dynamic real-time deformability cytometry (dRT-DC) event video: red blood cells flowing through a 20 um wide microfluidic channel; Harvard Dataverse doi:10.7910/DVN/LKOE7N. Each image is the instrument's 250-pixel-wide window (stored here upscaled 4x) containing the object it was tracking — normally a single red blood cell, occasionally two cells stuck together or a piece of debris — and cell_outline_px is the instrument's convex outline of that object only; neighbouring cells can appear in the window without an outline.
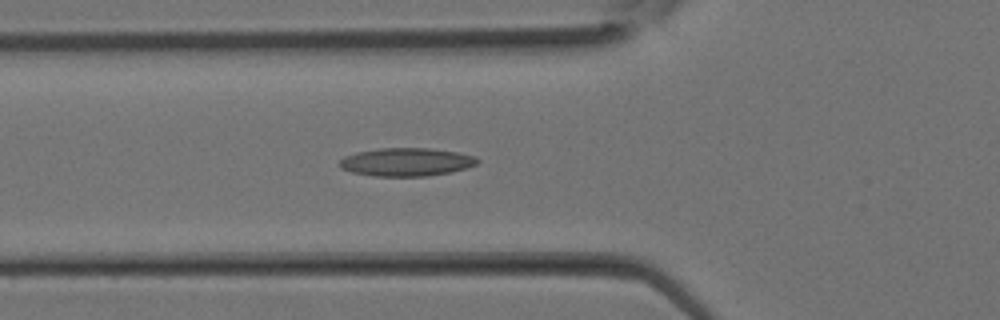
{"species": "Egyptian fruit bat (a non-hibernating species)", "species_latin": "Rousettus aegyptiacus", "temperature_condition": "room temperature", "stored_images_in_passage": 16, "camera_frame_rate_fps": 3000, "um_per_image_px": 0.085, "animal": {"sex": "female"}, "frame": {"image": 1, "passage_image": 10, "time_ms": 3.0, "image_size_px": [1000, 320], "cell_outline_px": [[480, 160], [476, 164], [468, 168], [428, 176], [372, 176], [352, 172], [340, 168], [340, 160], [344, 156], [356, 152], [380, 148], [428, 148], [456, 152], [476, 156]], "centroid_in_image_um": [34.54, 13.77], "position_along_channel_um": 91.3, "area_um2": 22.66}}
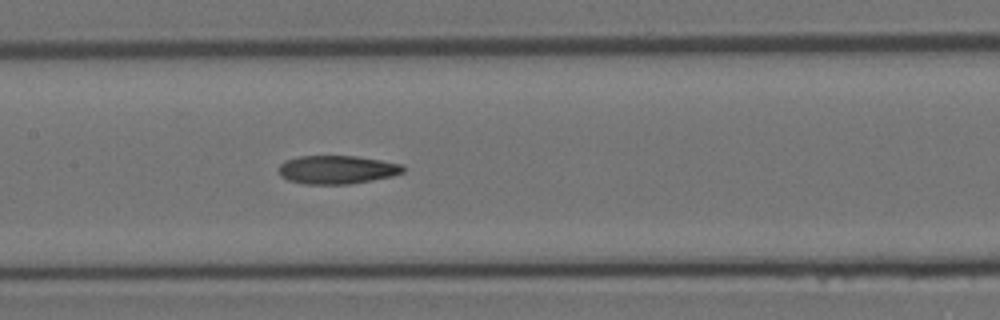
{"frame": {"image": 2, "passage_image": 14, "time_ms": 4.333, "image_size_px": [1000, 320], "cell_outline_px": [[404, 172], [392, 176], [372, 180], [348, 184], [304, 184], [288, 180], [280, 176], [280, 164], [284, 160], [296, 156], [356, 156], [404, 164]], "centroid_in_image_um": [28.64, 14.42], "position_along_channel_um": 178.8, "area_um2": 20.69}}
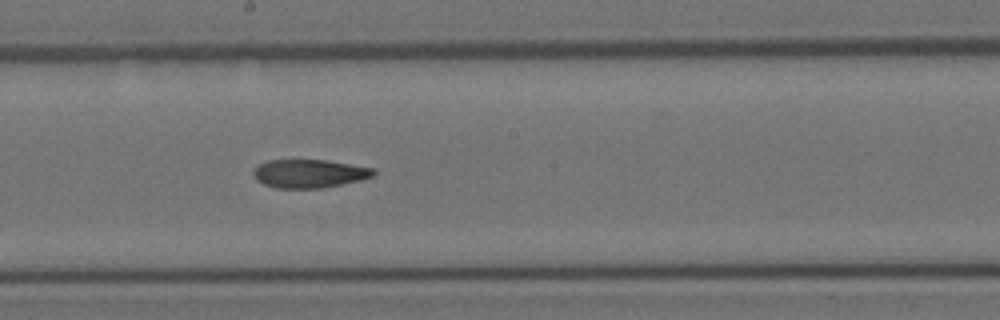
{"frame": {"image": 3, "passage_image": 16, "time_ms": 5.0, "image_size_px": [1000, 320], "cell_outline_px": [[376, 172], [372, 176], [360, 180], [320, 188], [276, 188], [264, 184], [256, 180], [252, 176], [252, 172], [260, 164], [268, 160], [324, 160], [376, 168]], "centroid_in_image_um": [26.27, 14.75], "position_along_channel_um": 221.9, "area_um2": 19.77}}